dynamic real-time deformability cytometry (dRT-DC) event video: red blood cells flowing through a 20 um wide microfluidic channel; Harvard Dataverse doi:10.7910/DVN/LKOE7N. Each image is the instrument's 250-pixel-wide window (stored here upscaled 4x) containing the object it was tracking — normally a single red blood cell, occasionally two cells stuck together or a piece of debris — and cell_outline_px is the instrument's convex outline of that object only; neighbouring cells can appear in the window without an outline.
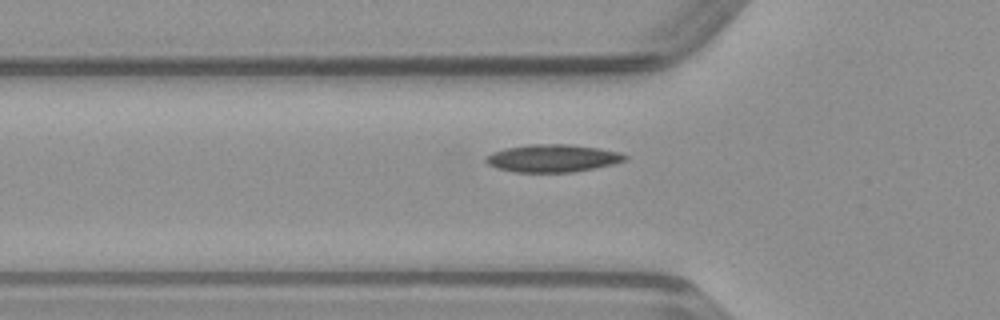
{"species": "common noctule bat (a hibernating species)", "species_latin": "Nyctalus noctula", "temperature_condition": "warm", "stored_images_in_passage": 31, "camera_frame_rate_fps": 3000, "um_per_image_px": 0.085, "animal": {"sex": "male", "body_mass_g": 23.1, "forearm_length_mm": 52.7}, "frame": {"image": 1, "passage_image": 2, "time_ms": 0.333, "image_size_px": [1000, 320], "cell_outline_px": [[628, 160], [612, 164], [572, 172], [516, 172], [496, 168], [488, 164], [484, 160], [484, 156], [492, 152], [504, 148], [528, 144], [568, 144], [600, 148], [620, 152], [628, 156]], "centroid_in_image_um": [46.95, 13.44], "position_along_channel_um": 78.9, "area_um2": 22.54}}
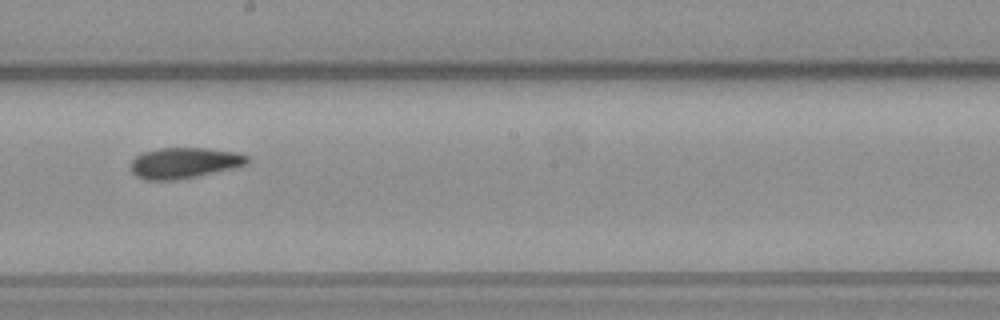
{"frame": {"image": 2, "passage_image": 13, "time_ms": 4.0, "image_size_px": [1000, 320], "cell_outline_px": [[248, 164], [232, 168], [196, 176], [176, 180], [148, 180], [136, 176], [132, 172], [132, 160], [136, 156], [144, 152], [160, 148], [208, 148], [236, 152], [248, 156]], "centroid_in_image_um": [15.66, 13.84], "position_along_channel_um": 232.5, "area_um2": 20.69}}
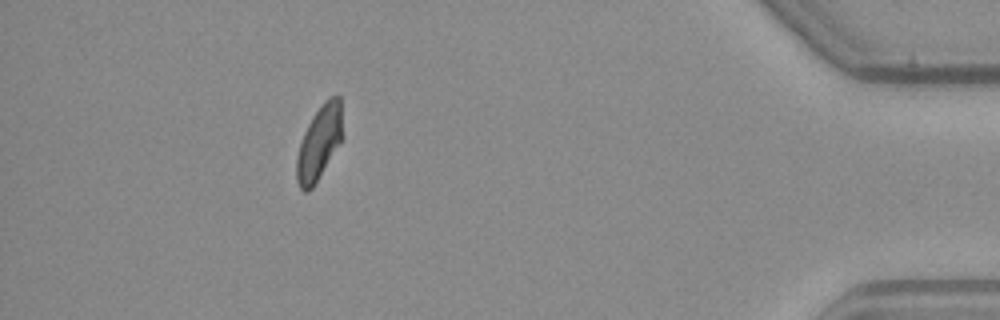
{"frame": {"image": 3, "passage_image": 30, "time_ms": 9.667, "image_size_px": [1000, 320], "cell_outline_px": [[344, 136], [312, 188], [308, 192], [304, 192], [300, 188], [296, 180], [296, 156], [300, 140], [312, 116], [324, 100], [328, 96], [340, 96]], "centroid_in_image_um": [27.13, 12.1], "position_along_channel_um": 408.1, "area_um2": 20.06}}